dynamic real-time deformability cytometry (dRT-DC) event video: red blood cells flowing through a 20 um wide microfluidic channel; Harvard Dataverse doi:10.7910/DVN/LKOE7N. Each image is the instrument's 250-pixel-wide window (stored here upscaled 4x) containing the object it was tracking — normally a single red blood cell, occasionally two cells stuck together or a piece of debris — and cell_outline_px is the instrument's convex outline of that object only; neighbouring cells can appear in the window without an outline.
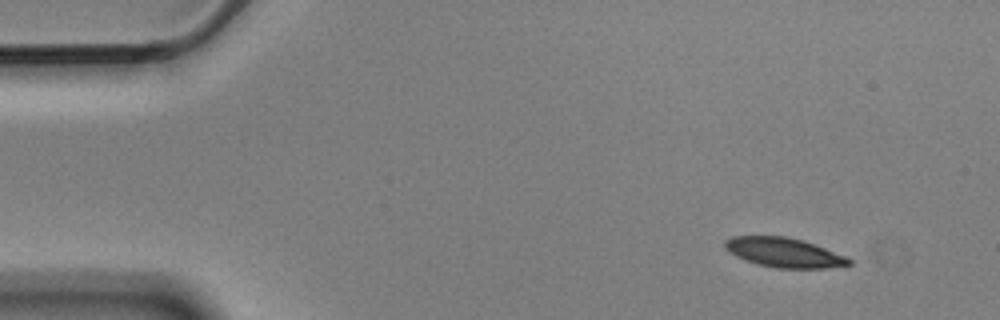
{"species": "Egyptian fruit bat (a non-hibernating species)", "species_latin": "Rousettus aegyptiacus", "temperature_condition": "cold", "stored_images_in_passage": 4, "camera_frame_rate_fps": 3000, "um_per_image_px": 0.085, "animal": {"sex": "male"}, "frame": {"image": 1, "passage_image": 1, "time_ms": 0.0, "image_size_px": [1000, 320], "cell_outline_px": [[852, 264], [824, 268], [776, 268], [756, 264], [736, 256], [728, 252], [724, 248], [724, 240], [732, 236], [784, 236], [804, 240], [848, 256], [852, 260]], "centroid_in_image_um": [66.64, 21.46], "position_along_channel_um": 18.4, "area_um2": 21.56}}
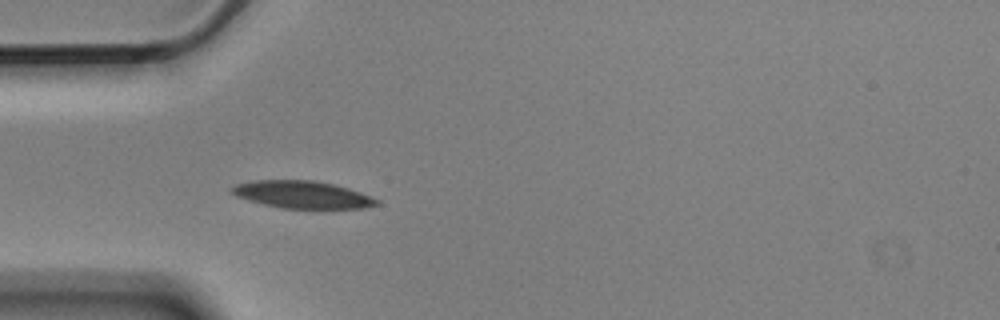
{"frame": {"image": 2, "passage_image": 4, "time_ms": 1.0, "image_size_px": [1000, 320], "cell_outline_px": [[380, 204], [364, 208], [280, 208], [264, 204], [236, 196], [232, 192], [232, 188], [236, 184], [256, 180], [312, 180], [332, 184], [348, 188], [360, 192], [380, 200]], "centroid_in_image_um": [25.73, 16.54], "position_along_channel_um": 59.3, "area_um2": 22.83}}